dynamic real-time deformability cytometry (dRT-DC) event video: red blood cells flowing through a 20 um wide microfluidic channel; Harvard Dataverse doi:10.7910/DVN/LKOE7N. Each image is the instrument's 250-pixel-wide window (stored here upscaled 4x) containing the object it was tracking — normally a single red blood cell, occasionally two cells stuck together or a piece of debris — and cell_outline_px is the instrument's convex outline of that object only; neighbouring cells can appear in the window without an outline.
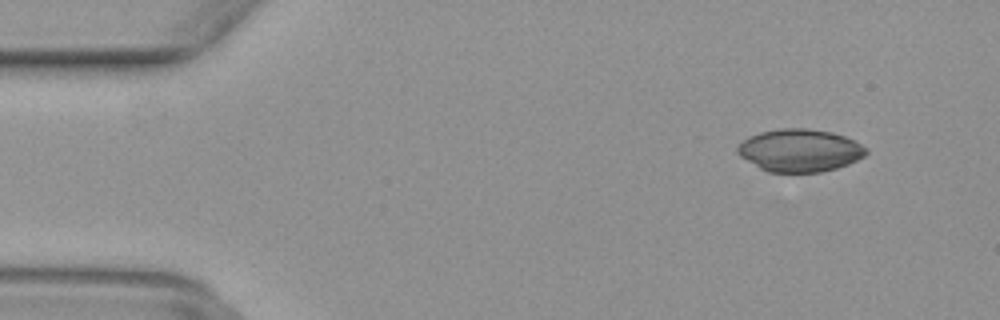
{"species": "common noctule bat (a hibernating species)", "species_latin": "Nyctalus noctula", "temperature_condition": "warm", "stored_images_in_passage": 17, "camera_frame_rate_fps": 3000, "um_per_image_px": 0.085, "animal": {"sex": "female", "body_mass_g": 29.2, "forearm_length_mm": 56.3}, "frame": {"image": 1, "passage_image": 5, "time_ms": 1.333, "image_size_px": [1000, 320], "cell_outline_px": [[868, 152], [864, 156], [848, 164], [836, 168], [820, 172], [768, 172], [760, 168], [740, 156], [736, 152], [736, 148], [748, 136], [760, 132], [780, 128], [808, 128], [832, 132], [844, 136], [868, 148]], "centroid_in_image_um": [67.97, 12.78], "position_along_channel_um": 17.0, "area_um2": 31.91}}
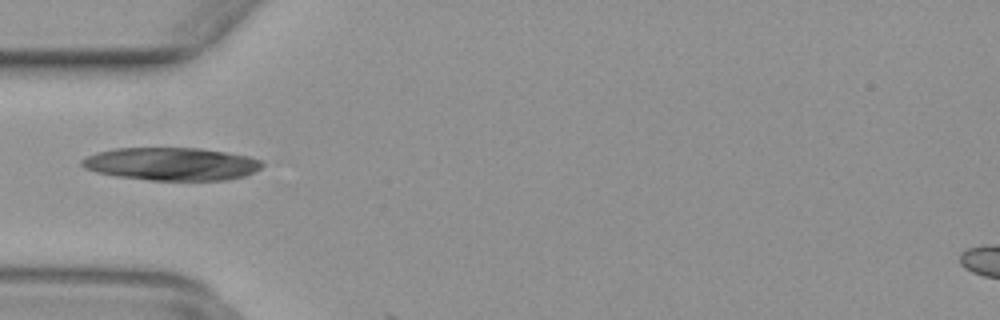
{"frame": {"image": 2, "passage_image": 16, "time_ms": 5.0, "image_size_px": [1000, 320], "cell_outline_px": [[264, 164], [260, 168], [244, 176], [228, 180], [148, 180], [116, 176], [96, 172], [84, 168], [80, 164], [80, 160], [96, 152], [116, 148], [200, 148], [248, 156], [260, 160]], "centroid_in_image_um": [14.54, 13.93], "position_along_channel_um": 70.5, "area_um2": 34.51}}